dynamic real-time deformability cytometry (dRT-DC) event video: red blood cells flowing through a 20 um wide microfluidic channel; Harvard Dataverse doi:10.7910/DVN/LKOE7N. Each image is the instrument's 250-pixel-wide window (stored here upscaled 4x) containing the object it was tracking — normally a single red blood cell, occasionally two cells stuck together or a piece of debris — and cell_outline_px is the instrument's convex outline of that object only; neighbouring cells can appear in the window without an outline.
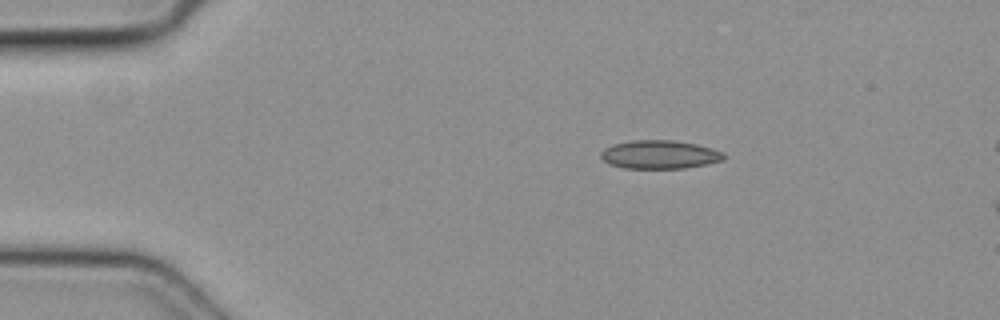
{"species": "common noctule bat (a hibernating species)", "species_latin": "Nyctalus noctula", "temperature_condition": "cold", "stored_images_in_passage": 4, "camera_frame_rate_fps": 3000, "um_per_image_px": 0.085, "animal": {"sex": "female", "body_mass_g": 19.3, "forearm_length_mm": 54.1}, "frame": {"image": 1, "passage_image": 4, "time_ms": 1.0, "image_size_px": [1000, 320], "cell_outline_px": [[724, 160], [708, 164], [684, 168], [624, 168], [608, 164], [600, 156], [600, 152], [604, 148], [612, 144], [632, 140], [676, 140], [696, 144], [712, 148], [724, 152]], "centroid_in_image_um": [56.06, 13.13], "position_along_channel_um": 28.9, "area_um2": 20.58}}